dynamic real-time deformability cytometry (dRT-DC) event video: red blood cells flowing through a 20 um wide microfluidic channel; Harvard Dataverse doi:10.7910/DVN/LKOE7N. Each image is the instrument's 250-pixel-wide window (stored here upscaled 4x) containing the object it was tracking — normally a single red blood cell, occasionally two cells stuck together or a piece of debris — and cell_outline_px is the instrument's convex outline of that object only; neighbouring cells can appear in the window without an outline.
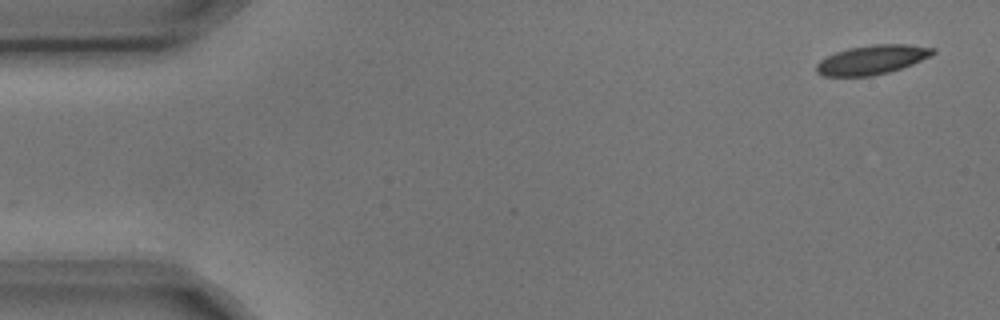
{"species": "common noctule bat (a hibernating species)", "species_latin": "Nyctalus noctula", "temperature_condition": "cold", "stored_images_in_passage": 6, "camera_frame_rate_fps": 3000, "um_per_image_px": 0.085, "animal": {"sex": "male", "body_mass_g": 17.9, "forearm_length_mm": 54.2}, "frame": {"image": 1, "passage_image": 1, "time_ms": 0.0, "image_size_px": [1000, 320], "cell_outline_px": [[936, 52], [932, 56], [912, 64], [888, 72], [872, 76], [824, 76], [816, 72], [816, 64], [820, 60], [836, 52], [848, 48], [872, 44], [908, 44], [936, 48]], "centroid_in_image_um": [74.15, 5.07], "position_along_channel_um": 10.9, "area_um2": 19.88}}
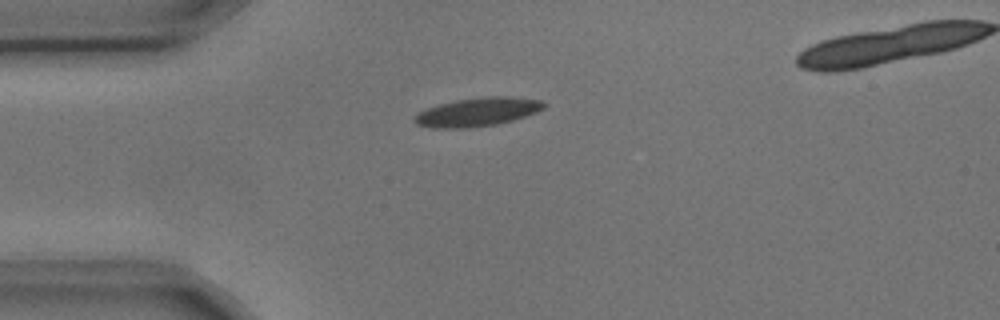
{"frame": {"image": 2, "passage_image": 4, "time_ms": 1.0, "image_size_px": [1000, 320], "cell_outline_px": [[548, 104], [544, 108], [536, 112], [512, 120], [496, 124], [468, 128], [432, 128], [416, 124], [412, 120], [420, 112], [428, 108], [440, 104], [456, 100], [488, 96], [508, 96], [540, 100]], "centroid_in_image_um": [40.6, 9.52], "position_along_channel_um": 44.4, "area_um2": 21.39}}